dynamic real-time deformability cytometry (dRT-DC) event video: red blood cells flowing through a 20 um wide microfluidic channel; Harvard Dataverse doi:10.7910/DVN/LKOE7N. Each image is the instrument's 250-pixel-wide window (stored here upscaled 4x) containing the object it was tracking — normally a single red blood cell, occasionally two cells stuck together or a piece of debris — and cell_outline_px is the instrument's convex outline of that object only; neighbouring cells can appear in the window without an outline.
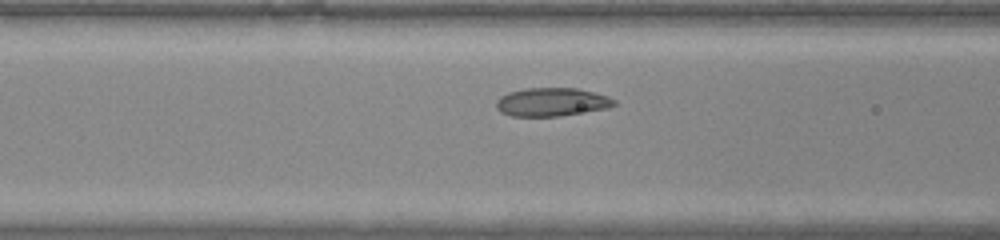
{"species": "common noctule bat (a hibernating species)", "species_latin": "Nyctalus noctula", "temperature_condition": "warm", "stored_images_in_passage": 9, "camera_frame_rate_fps": 3000, "um_per_image_px": 0.085, "animal": {"sex": "male", "body_mass_g": 20.0, "forearm_length_mm": 53.3}, "frame": {"image": 1, "passage_image": 7, "time_ms": 2.0, "image_size_px": [1000, 240], "cell_outline_px": [[616, 104], [608, 108], [560, 116], [512, 116], [500, 112], [496, 108], [496, 100], [500, 96], [508, 92], [524, 88], [576, 88], [608, 96], [616, 100]], "centroid_in_image_um": [46.87, 8.67], "position_along_channel_um": 119.7, "area_um2": 19.59}}